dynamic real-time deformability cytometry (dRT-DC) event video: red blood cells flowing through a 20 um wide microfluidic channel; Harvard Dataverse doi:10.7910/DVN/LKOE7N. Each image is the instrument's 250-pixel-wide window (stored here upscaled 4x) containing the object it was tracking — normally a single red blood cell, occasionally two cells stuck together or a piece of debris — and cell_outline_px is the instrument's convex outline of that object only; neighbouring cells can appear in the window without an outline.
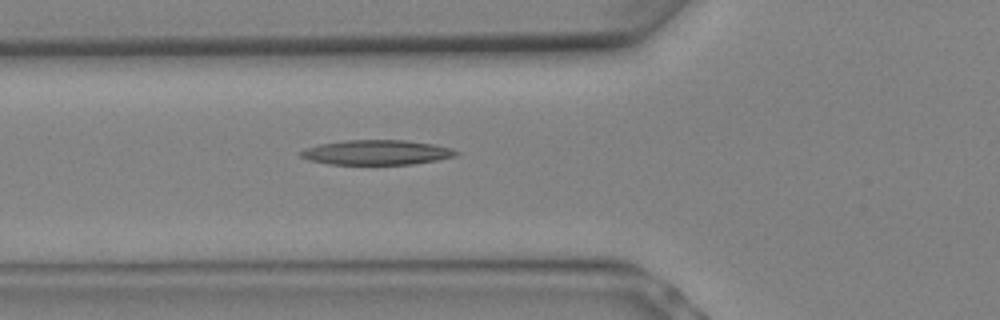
{"species": "Egyptian fruit bat (a non-hibernating species)", "species_latin": "Rousettus aegyptiacus", "temperature_condition": "warm", "stored_images_in_passage": 8, "camera_frame_rate_fps": 3000, "um_per_image_px": 0.085, "animal": {"sex": "female"}, "frame": {"image": 1, "passage_image": 8, "time_ms": 2.333, "image_size_px": [1000, 320], "cell_outline_px": [[460, 152], [456, 156], [436, 160], [412, 164], [328, 164], [308, 160], [300, 156], [296, 152], [304, 148], [320, 144], [344, 140], [404, 140], [432, 144], [452, 148]], "centroid_in_image_um": [31.96, 12.95], "position_along_channel_um": 93.8, "area_um2": 22.54}}